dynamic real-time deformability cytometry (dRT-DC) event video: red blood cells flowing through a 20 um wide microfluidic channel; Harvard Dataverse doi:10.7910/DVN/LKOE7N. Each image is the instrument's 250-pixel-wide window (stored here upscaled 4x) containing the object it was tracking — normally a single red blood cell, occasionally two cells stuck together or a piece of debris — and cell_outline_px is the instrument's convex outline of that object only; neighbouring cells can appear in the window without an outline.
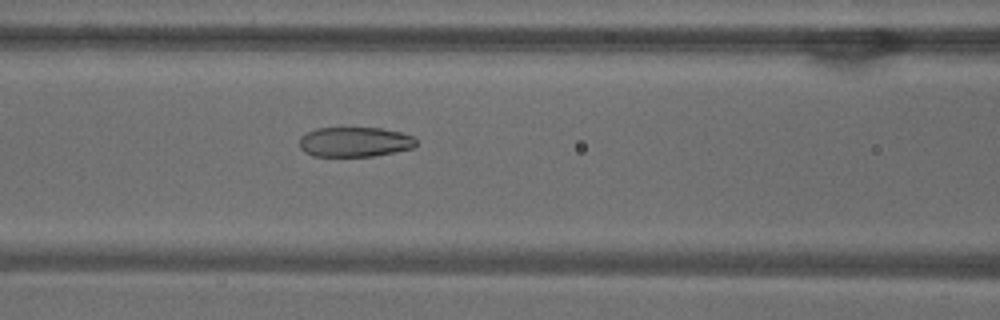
{"species": "common noctule bat (a hibernating species)", "species_latin": "Nyctalus noctula", "temperature_condition": "warm", "stored_images_in_passage": 52, "camera_frame_rate_fps": 3000, "um_per_image_px": 0.085, "animal": {"sex": "male", "body_mass_g": 18.8}, "frame": {"image": 1, "passage_image": 22, "time_ms": 7.0, "image_size_px": [1000, 320], "cell_outline_px": [[416, 144], [412, 148], [396, 152], [372, 156], [312, 156], [304, 152], [300, 148], [300, 136], [316, 128], [380, 128], [400, 132], [412, 136], [416, 140]], "centroid_in_image_um": [30.13, 12.07], "position_along_channel_um": 136.5, "area_um2": 20.29}}
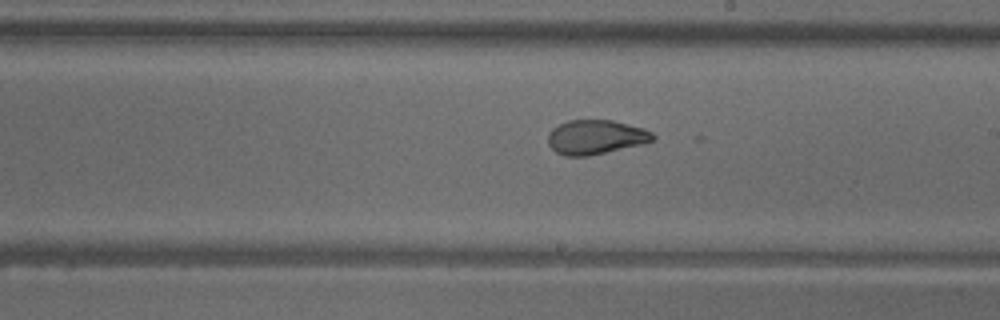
{"frame": {"image": 2, "passage_image": 30, "time_ms": 9.667, "image_size_px": [1000, 320], "cell_outline_px": [[656, 136], [652, 140], [644, 144], [588, 156], [564, 156], [556, 152], [548, 144], [548, 132], [552, 128], [568, 120], [612, 120], [644, 128], [652, 132]], "centroid_in_image_um": [50.63, 11.65], "position_along_channel_um": 238.4, "area_um2": 21.1}}
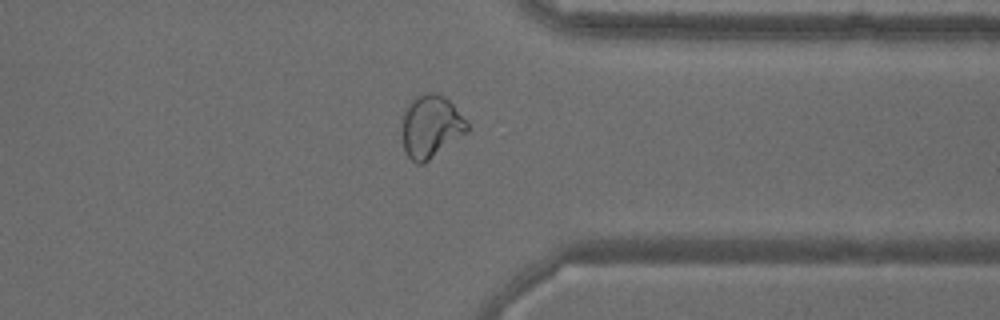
{"frame": {"image": 3, "passage_image": 41, "time_ms": 13.333, "image_size_px": [1000, 320], "cell_outline_px": [[468, 132], [424, 164], [416, 164], [404, 152], [400, 132], [400, 128], [404, 108], [416, 96], [428, 92], [436, 92], [444, 96], [468, 120]], "centroid_in_image_um": [36.59, 10.76], "position_along_channel_um": 374.8, "area_um2": 24.45}, "authors_computed_cell_mechanics": {"area_um2": 24.3916, "velocity_mm_per_s": 3.8185, "shape_relaxation_time_tau1_ms": null, "shape_relaxation_time_tau2_ms": 1.0792, "deformation_change_tau1": null, "deformation_change_tau2": 0.0627}}